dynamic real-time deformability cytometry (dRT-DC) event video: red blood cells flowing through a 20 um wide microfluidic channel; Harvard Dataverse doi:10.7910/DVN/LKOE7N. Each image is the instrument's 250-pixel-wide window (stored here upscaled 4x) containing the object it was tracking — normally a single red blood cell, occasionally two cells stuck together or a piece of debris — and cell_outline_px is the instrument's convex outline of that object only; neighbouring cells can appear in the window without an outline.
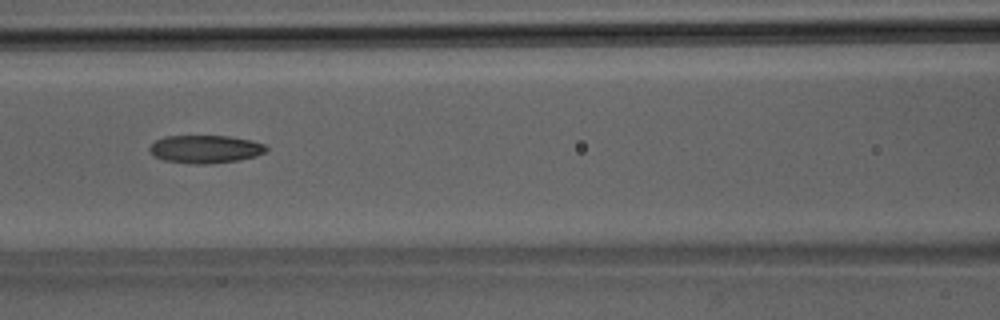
{"species": "Egyptian fruit bat (a non-hibernating species)", "species_latin": "Rousettus aegyptiacus", "temperature_condition": "room temperature", "stored_images_in_passage": 34, "camera_frame_rate_fps": 3000, "um_per_image_px": 0.085, "animal": {"sex": "male"}, "frame": {"image": 1, "passage_image": 12, "time_ms": 3.667, "image_size_px": [1000, 320], "cell_outline_px": [[268, 148], [264, 152], [256, 156], [240, 160], [208, 164], [192, 164], [164, 160], [156, 156], [148, 148], [156, 140], [164, 136], [228, 136], [252, 140], [264, 144]], "centroid_in_image_um": [17.48, 12.67], "position_along_channel_um": 149.1, "area_um2": 18.96}}
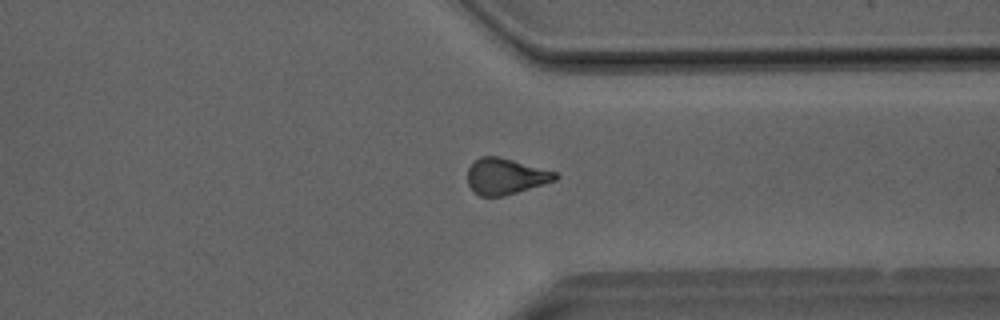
{"frame": {"image": 2, "passage_image": 25, "time_ms": 8.0, "image_size_px": [1000, 320], "cell_outline_px": [[560, 176], [556, 180], [516, 192], [500, 196], [480, 196], [472, 192], [468, 184], [468, 168], [480, 156], [496, 156], [560, 172]], "centroid_in_image_um": [42.99, 14.98], "position_along_channel_um": 368.4, "area_um2": 18.38}}
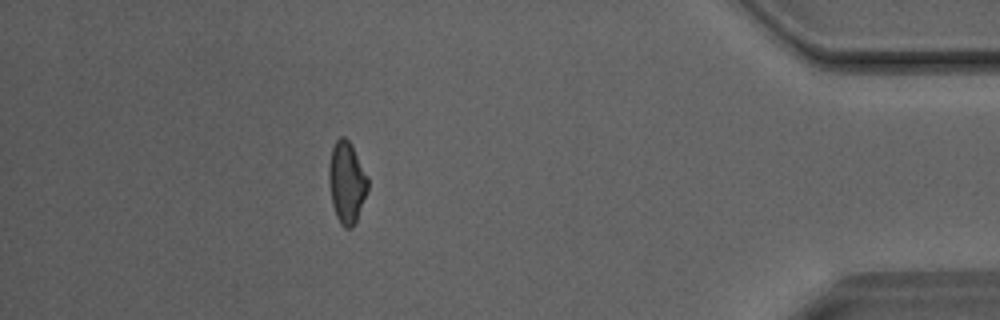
{"frame": {"image": 3, "passage_image": 30, "time_ms": 9.667, "image_size_px": [1000, 320], "cell_outline_px": [[368, 188], [356, 220], [352, 228], [344, 228], [340, 224], [336, 216], [332, 204], [328, 180], [328, 164], [332, 148], [336, 140], [340, 136], [344, 136], [352, 144], [368, 176]], "centroid_in_image_um": [29.45, 15.47], "position_along_channel_um": 405.7, "area_um2": 18.67}}